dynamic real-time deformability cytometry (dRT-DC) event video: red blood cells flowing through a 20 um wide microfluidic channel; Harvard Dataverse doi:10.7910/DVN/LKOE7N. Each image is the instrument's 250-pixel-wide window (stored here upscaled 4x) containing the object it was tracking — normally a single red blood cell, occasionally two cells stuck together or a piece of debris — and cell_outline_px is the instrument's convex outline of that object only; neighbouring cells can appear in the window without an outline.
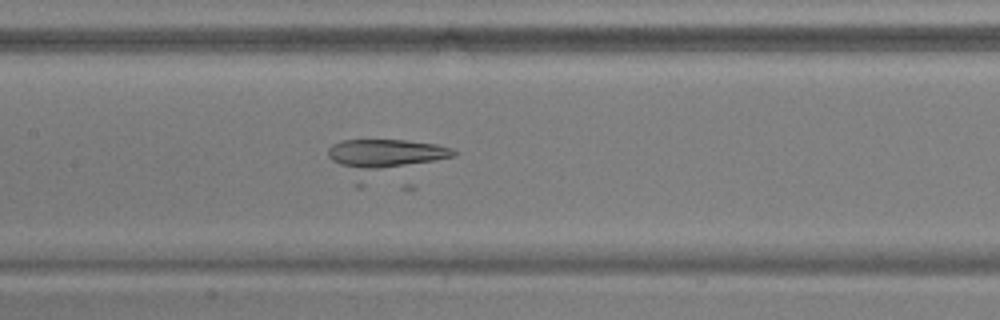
{"species": "common noctule bat (a hibernating species)", "species_latin": "Nyctalus noctula", "temperature_condition": "warm", "stored_images_in_passage": 33, "camera_frame_rate_fps": 3000, "um_per_image_px": 0.085, "animal": {"sex": "male", "body_mass_g": 17.9, "forearm_length_mm": 54.2}, "frame": {"image": 1, "passage_image": 15, "time_ms": 4.667, "image_size_px": [1000, 320], "cell_outline_px": [[456, 156], [360, 188], [356, 188], [328, 156], [328, 148], [332, 144], [344, 140], [404, 140], [436, 144], [452, 148], [456, 152]], "centroid_in_image_um": [32.64, 13.48], "position_along_channel_um": 174.8, "area_um2": 28.26}}
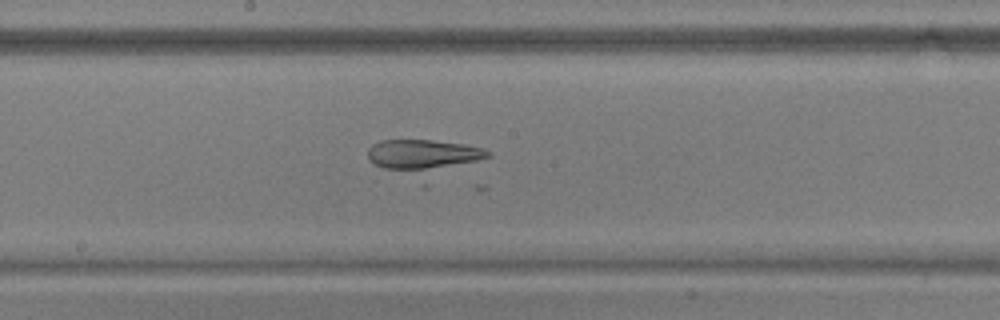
{"frame": {"image": 2, "passage_image": 18, "time_ms": 5.667, "image_size_px": [1000, 320], "cell_outline_px": [[492, 156], [476, 160], [416, 172], [384, 168], [372, 164], [368, 160], [368, 148], [372, 144], [380, 140], [432, 140], [464, 144], [484, 148], [492, 152]], "centroid_in_image_um": [35.9, 13.12], "position_along_channel_um": 212.3, "area_um2": 20.98}}
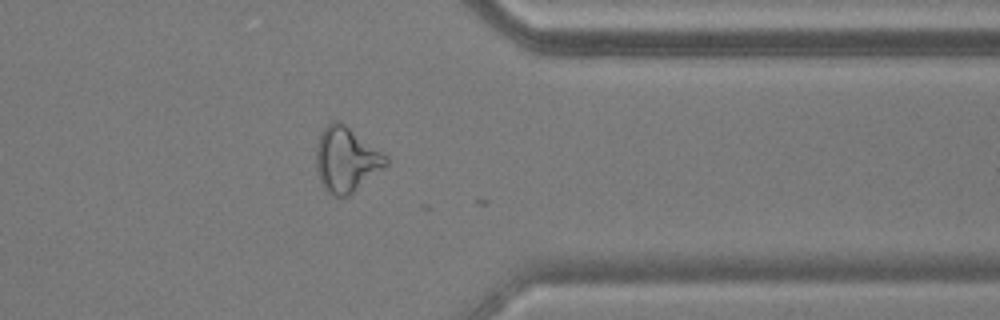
{"frame": {"image": 3, "passage_image": 32, "time_ms": 10.333, "image_size_px": [1000, 320], "cell_outline_px": [[388, 164], [348, 196], [332, 196], [324, 188], [320, 180], [316, 168], [316, 148], [320, 132], [332, 120], [340, 120], [388, 156]], "centroid_in_image_um": [29.41, 13.54], "position_along_channel_um": 382.0, "area_um2": 26.36}}